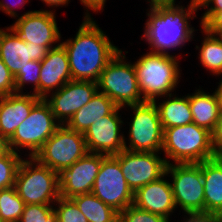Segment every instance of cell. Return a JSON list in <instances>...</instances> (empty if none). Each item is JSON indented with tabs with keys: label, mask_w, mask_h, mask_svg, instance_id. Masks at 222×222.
Instances as JSON below:
<instances>
[{
	"label": "cell",
	"mask_w": 222,
	"mask_h": 222,
	"mask_svg": "<svg viewBox=\"0 0 222 222\" xmlns=\"http://www.w3.org/2000/svg\"><path fill=\"white\" fill-rule=\"evenodd\" d=\"M40 71L41 62L35 60H31L28 62V65H26L24 68H21V70L14 76L15 93H31V91L27 92V90H25V86L32 84V94L39 97Z\"/></svg>",
	"instance_id": "obj_28"
},
{
	"label": "cell",
	"mask_w": 222,
	"mask_h": 222,
	"mask_svg": "<svg viewBox=\"0 0 222 222\" xmlns=\"http://www.w3.org/2000/svg\"><path fill=\"white\" fill-rule=\"evenodd\" d=\"M159 154L162 153L133 152L124 149L113 156L119 161L128 186L135 192L165 174L167 163Z\"/></svg>",
	"instance_id": "obj_13"
},
{
	"label": "cell",
	"mask_w": 222,
	"mask_h": 222,
	"mask_svg": "<svg viewBox=\"0 0 222 222\" xmlns=\"http://www.w3.org/2000/svg\"><path fill=\"white\" fill-rule=\"evenodd\" d=\"M146 52L133 62L138 86L144 101L153 102L160 97L174 94L181 82L179 57L175 54ZM173 92V93H172Z\"/></svg>",
	"instance_id": "obj_3"
},
{
	"label": "cell",
	"mask_w": 222,
	"mask_h": 222,
	"mask_svg": "<svg viewBox=\"0 0 222 222\" xmlns=\"http://www.w3.org/2000/svg\"><path fill=\"white\" fill-rule=\"evenodd\" d=\"M117 105L104 93L96 91L89 103L78 110L66 126L73 131L85 133L100 118L109 115Z\"/></svg>",
	"instance_id": "obj_22"
},
{
	"label": "cell",
	"mask_w": 222,
	"mask_h": 222,
	"mask_svg": "<svg viewBox=\"0 0 222 222\" xmlns=\"http://www.w3.org/2000/svg\"><path fill=\"white\" fill-rule=\"evenodd\" d=\"M122 108L130 109L133 114L131 121L126 122L129 131L128 138L124 137V149L133 152L161 153L164 129L154 102L145 101Z\"/></svg>",
	"instance_id": "obj_8"
},
{
	"label": "cell",
	"mask_w": 222,
	"mask_h": 222,
	"mask_svg": "<svg viewBox=\"0 0 222 222\" xmlns=\"http://www.w3.org/2000/svg\"><path fill=\"white\" fill-rule=\"evenodd\" d=\"M83 133L60 125L34 156L55 172L68 168L87 153Z\"/></svg>",
	"instance_id": "obj_10"
},
{
	"label": "cell",
	"mask_w": 222,
	"mask_h": 222,
	"mask_svg": "<svg viewBox=\"0 0 222 222\" xmlns=\"http://www.w3.org/2000/svg\"><path fill=\"white\" fill-rule=\"evenodd\" d=\"M91 193L118 213L133 205L134 192L128 186L119 161L113 155L102 154V164Z\"/></svg>",
	"instance_id": "obj_11"
},
{
	"label": "cell",
	"mask_w": 222,
	"mask_h": 222,
	"mask_svg": "<svg viewBox=\"0 0 222 222\" xmlns=\"http://www.w3.org/2000/svg\"><path fill=\"white\" fill-rule=\"evenodd\" d=\"M24 207L15 187L0 190V222H19Z\"/></svg>",
	"instance_id": "obj_27"
},
{
	"label": "cell",
	"mask_w": 222,
	"mask_h": 222,
	"mask_svg": "<svg viewBox=\"0 0 222 222\" xmlns=\"http://www.w3.org/2000/svg\"><path fill=\"white\" fill-rule=\"evenodd\" d=\"M204 182V213L219 215L222 211V157L201 162Z\"/></svg>",
	"instance_id": "obj_21"
},
{
	"label": "cell",
	"mask_w": 222,
	"mask_h": 222,
	"mask_svg": "<svg viewBox=\"0 0 222 222\" xmlns=\"http://www.w3.org/2000/svg\"><path fill=\"white\" fill-rule=\"evenodd\" d=\"M189 2L196 3L198 7L200 6V0H190Z\"/></svg>",
	"instance_id": "obj_44"
},
{
	"label": "cell",
	"mask_w": 222,
	"mask_h": 222,
	"mask_svg": "<svg viewBox=\"0 0 222 222\" xmlns=\"http://www.w3.org/2000/svg\"><path fill=\"white\" fill-rule=\"evenodd\" d=\"M160 99V102L157 99L153 102L157 107L163 129L193 122L188 95L178 96L174 93Z\"/></svg>",
	"instance_id": "obj_23"
},
{
	"label": "cell",
	"mask_w": 222,
	"mask_h": 222,
	"mask_svg": "<svg viewBox=\"0 0 222 222\" xmlns=\"http://www.w3.org/2000/svg\"><path fill=\"white\" fill-rule=\"evenodd\" d=\"M101 164L102 154L87 152L73 165L57 172L60 197L91 193Z\"/></svg>",
	"instance_id": "obj_15"
},
{
	"label": "cell",
	"mask_w": 222,
	"mask_h": 222,
	"mask_svg": "<svg viewBox=\"0 0 222 222\" xmlns=\"http://www.w3.org/2000/svg\"><path fill=\"white\" fill-rule=\"evenodd\" d=\"M42 1L46 6H48L49 8L55 7L57 8L58 6H68V4L70 3V0H40Z\"/></svg>",
	"instance_id": "obj_41"
},
{
	"label": "cell",
	"mask_w": 222,
	"mask_h": 222,
	"mask_svg": "<svg viewBox=\"0 0 222 222\" xmlns=\"http://www.w3.org/2000/svg\"><path fill=\"white\" fill-rule=\"evenodd\" d=\"M53 206L57 211V222H88L71 198L59 197Z\"/></svg>",
	"instance_id": "obj_31"
},
{
	"label": "cell",
	"mask_w": 222,
	"mask_h": 222,
	"mask_svg": "<svg viewBox=\"0 0 222 222\" xmlns=\"http://www.w3.org/2000/svg\"><path fill=\"white\" fill-rule=\"evenodd\" d=\"M71 80L68 54L60 43L57 47L49 49L41 61L39 97L46 98Z\"/></svg>",
	"instance_id": "obj_19"
},
{
	"label": "cell",
	"mask_w": 222,
	"mask_h": 222,
	"mask_svg": "<svg viewBox=\"0 0 222 222\" xmlns=\"http://www.w3.org/2000/svg\"><path fill=\"white\" fill-rule=\"evenodd\" d=\"M196 3L178 6H156L147 8L144 33L141 39L148 43L153 53L172 54L169 51L186 46L195 37L191 21L198 15ZM196 14V15H195Z\"/></svg>",
	"instance_id": "obj_2"
},
{
	"label": "cell",
	"mask_w": 222,
	"mask_h": 222,
	"mask_svg": "<svg viewBox=\"0 0 222 222\" xmlns=\"http://www.w3.org/2000/svg\"><path fill=\"white\" fill-rule=\"evenodd\" d=\"M162 153L167 165L200 163L216 157L211 132L194 122L165 128Z\"/></svg>",
	"instance_id": "obj_4"
},
{
	"label": "cell",
	"mask_w": 222,
	"mask_h": 222,
	"mask_svg": "<svg viewBox=\"0 0 222 222\" xmlns=\"http://www.w3.org/2000/svg\"><path fill=\"white\" fill-rule=\"evenodd\" d=\"M164 216L141 210L134 205L118 213V222H170Z\"/></svg>",
	"instance_id": "obj_32"
},
{
	"label": "cell",
	"mask_w": 222,
	"mask_h": 222,
	"mask_svg": "<svg viewBox=\"0 0 222 222\" xmlns=\"http://www.w3.org/2000/svg\"><path fill=\"white\" fill-rule=\"evenodd\" d=\"M165 174L170 177L176 207L184 214L204 213V182L201 162L168 164ZM172 180V181H171Z\"/></svg>",
	"instance_id": "obj_9"
},
{
	"label": "cell",
	"mask_w": 222,
	"mask_h": 222,
	"mask_svg": "<svg viewBox=\"0 0 222 222\" xmlns=\"http://www.w3.org/2000/svg\"><path fill=\"white\" fill-rule=\"evenodd\" d=\"M19 222H57V211L53 205H25Z\"/></svg>",
	"instance_id": "obj_30"
},
{
	"label": "cell",
	"mask_w": 222,
	"mask_h": 222,
	"mask_svg": "<svg viewBox=\"0 0 222 222\" xmlns=\"http://www.w3.org/2000/svg\"><path fill=\"white\" fill-rule=\"evenodd\" d=\"M149 8H153L156 6H178L181 5V2L176 3V0H147Z\"/></svg>",
	"instance_id": "obj_40"
},
{
	"label": "cell",
	"mask_w": 222,
	"mask_h": 222,
	"mask_svg": "<svg viewBox=\"0 0 222 222\" xmlns=\"http://www.w3.org/2000/svg\"><path fill=\"white\" fill-rule=\"evenodd\" d=\"M166 174L134 192L133 205L141 210L166 217L170 220L177 210L170 181Z\"/></svg>",
	"instance_id": "obj_18"
},
{
	"label": "cell",
	"mask_w": 222,
	"mask_h": 222,
	"mask_svg": "<svg viewBox=\"0 0 222 222\" xmlns=\"http://www.w3.org/2000/svg\"><path fill=\"white\" fill-rule=\"evenodd\" d=\"M206 11H222V0H205L200 6Z\"/></svg>",
	"instance_id": "obj_39"
},
{
	"label": "cell",
	"mask_w": 222,
	"mask_h": 222,
	"mask_svg": "<svg viewBox=\"0 0 222 222\" xmlns=\"http://www.w3.org/2000/svg\"><path fill=\"white\" fill-rule=\"evenodd\" d=\"M10 151L9 141L6 137L0 134V155Z\"/></svg>",
	"instance_id": "obj_43"
},
{
	"label": "cell",
	"mask_w": 222,
	"mask_h": 222,
	"mask_svg": "<svg viewBox=\"0 0 222 222\" xmlns=\"http://www.w3.org/2000/svg\"><path fill=\"white\" fill-rule=\"evenodd\" d=\"M122 107L117 106L109 115L93 123L83 134L88 152L107 156L124 150V123L120 115Z\"/></svg>",
	"instance_id": "obj_14"
},
{
	"label": "cell",
	"mask_w": 222,
	"mask_h": 222,
	"mask_svg": "<svg viewBox=\"0 0 222 222\" xmlns=\"http://www.w3.org/2000/svg\"><path fill=\"white\" fill-rule=\"evenodd\" d=\"M59 126L49 103L41 98L8 139L10 150L22 154L25 149V157H34Z\"/></svg>",
	"instance_id": "obj_7"
},
{
	"label": "cell",
	"mask_w": 222,
	"mask_h": 222,
	"mask_svg": "<svg viewBox=\"0 0 222 222\" xmlns=\"http://www.w3.org/2000/svg\"><path fill=\"white\" fill-rule=\"evenodd\" d=\"M15 20L10 28L26 43L44 47H57L61 43L54 10H28Z\"/></svg>",
	"instance_id": "obj_12"
},
{
	"label": "cell",
	"mask_w": 222,
	"mask_h": 222,
	"mask_svg": "<svg viewBox=\"0 0 222 222\" xmlns=\"http://www.w3.org/2000/svg\"><path fill=\"white\" fill-rule=\"evenodd\" d=\"M88 222H117L118 212L102 202L92 193L79 194L71 198Z\"/></svg>",
	"instance_id": "obj_26"
},
{
	"label": "cell",
	"mask_w": 222,
	"mask_h": 222,
	"mask_svg": "<svg viewBox=\"0 0 222 222\" xmlns=\"http://www.w3.org/2000/svg\"><path fill=\"white\" fill-rule=\"evenodd\" d=\"M211 134L214 153L216 157H222V113Z\"/></svg>",
	"instance_id": "obj_35"
},
{
	"label": "cell",
	"mask_w": 222,
	"mask_h": 222,
	"mask_svg": "<svg viewBox=\"0 0 222 222\" xmlns=\"http://www.w3.org/2000/svg\"><path fill=\"white\" fill-rule=\"evenodd\" d=\"M97 90L95 81L71 80L44 99L49 103L56 121L66 125L78 110L90 102Z\"/></svg>",
	"instance_id": "obj_16"
},
{
	"label": "cell",
	"mask_w": 222,
	"mask_h": 222,
	"mask_svg": "<svg viewBox=\"0 0 222 222\" xmlns=\"http://www.w3.org/2000/svg\"><path fill=\"white\" fill-rule=\"evenodd\" d=\"M15 93L14 76L0 58V97Z\"/></svg>",
	"instance_id": "obj_34"
},
{
	"label": "cell",
	"mask_w": 222,
	"mask_h": 222,
	"mask_svg": "<svg viewBox=\"0 0 222 222\" xmlns=\"http://www.w3.org/2000/svg\"><path fill=\"white\" fill-rule=\"evenodd\" d=\"M74 38L61 44L66 49L72 80L95 81L121 50L98 26L94 18H84Z\"/></svg>",
	"instance_id": "obj_1"
},
{
	"label": "cell",
	"mask_w": 222,
	"mask_h": 222,
	"mask_svg": "<svg viewBox=\"0 0 222 222\" xmlns=\"http://www.w3.org/2000/svg\"><path fill=\"white\" fill-rule=\"evenodd\" d=\"M14 187L25 205H53L60 197L57 172L35 157L22 159Z\"/></svg>",
	"instance_id": "obj_5"
},
{
	"label": "cell",
	"mask_w": 222,
	"mask_h": 222,
	"mask_svg": "<svg viewBox=\"0 0 222 222\" xmlns=\"http://www.w3.org/2000/svg\"><path fill=\"white\" fill-rule=\"evenodd\" d=\"M128 51L122 49L106 65L97 81L98 91L106 94L117 106L140 104L145 102L138 86L133 63L127 61Z\"/></svg>",
	"instance_id": "obj_6"
},
{
	"label": "cell",
	"mask_w": 222,
	"mask_h": 222,
	"mask_svg": "<svg viewBox=\"0 0 222 222\" xmlns=\"http://www.w3.org/2000/svg\"><path fill=\"white\" fill-rule=\"evenodd\" d=\"M199 86L194 93L187 94L189 98L190 110L193 115V122L200 127L212 132L216 122L219 120L221 111L213 93L206 92Z\"/></svg>",
	"instance_id": "obj_24"
},
{
	"label": "cell",
	"mask_w": 222,
	"mask_h": 222,
	"mask_svg": "<svg viewBox=\"0 0 222 222\" xmlns=\"http://www.w3.org/2000/svg\"><path fill=\"white\" fill-rule=\"evenodd\" d=\"M181 222H218L219 215L209 213L185 214Z\"/></svg>",
	"instance_id": "obj_38"
},
{
	"label": "cell",
	"mask_w": 222,
	"mask_h": 222,
	"mask_svg": "<svg viewBox=\"0 0 222 222\" xmlns=\"http://www.w3.org/2000/svg\"><path fill=\"white\" fill-rule=\"evenodd\" d=\"M51 48L26 43L10 26L0 28V58L13 76L31 60L41 62Z\"/></svg>",
	"instance_id": "obj_17"
},
{
	"label": "cell",
	"mask_w": 222,
	"mask_h": 222,
	"mask_svg": "<svg viewBox=\"0 0 222 222\" xmlns=\"http://www.w3.org/2000/svg\"><path fill=\"white\" fill-rule=\"evenodd\" d=\"M16 1V2H15ZM29 3V0H14L11 3L5 2L2 0L0 1V10L4 12L6 15L12 18H19L20 15L17 13V8L24 7V4ZM14 4V5H12Z\"/></svg>",
	"instance_id": "obj_36"
},
{
	"label": "cell",
	"mask_w": 222,
	"mask_h": 222,
	"mask_svg": "<svg viewBox=\"0 0 222 222\" xmlns=\"http://www.w3.org/2000/svg\"><path fill=\"white\" fill-rule=\"evenodd\" d=\"M219 218L222 219V211H221V213L219 214Z\"/></svg>",
	"instance_id": "obj_45"
},
{
	"label": "cell",
	"mask_w": 222,
	"mask_h": 222,
	"mask_svg": "<svg viewBox=\"0 0 222 222\" xmlns=\"http://www.w3.org/2000/svg\"><path fill=\"white\" fill-rule=\"evenodd\" d=\"M199 31L204 35L201 45L195 46L200 64L219 79L222 76V36L210 34L203 28Z\"/></svg>",
	"instance_id": "obj_25"
},
{
	"label": "cell",
	"mask_w": 222,
	"mask_h": 222,
	"mask_svg": "<svg viewBox=\"0 0 222 222\" xmlns=\"http://www.w3.org/2000/svg\"><path fill=\"white\" fill-rule=\"evenodd\" d=\"M80 3L84 6V10L86 11L84 13L83 18H91V13L89 12L90 10L93 11V13L96 12V14L99 12H103L105 8V3L107 0H79Z\"/></svg>",
	"instance_id": "obj_37"
},
{
	"label": "cell",
	"mask_w": 222,
	"mask_h": 222,
	"mask_svg": "<svg viewBox=\"0 0 222 222\" xmlns=\"http://www.w3.org/2000/svg\"><path fill=\"white\" fill-rule=\"evenodd\" d=\"M23 156L12 150L0 155V190L14 187L17 170Z\"/></svg>",
	"instance_id": "obj_29"
},
{
	"label": "cell",
	"mask_w": 222,
	"mask_h": 222,
	"mask_svg": "<svg viewBox=\"0 0 222 222\" xmlns=\"http://www.w3.org/2000/svg\"><path fill=\"white\" fill-rule=\"evenodd\" d=\"M40 99L32 93L0 97V134L9 139Z\"/></svg>",
	"instance_id": "obj_20"
},
{
	"label": "cell",
	"mask_w": 222,
	"mask_h": 222,
	"mask_svg": "<svg viewBox=\"0 0 222 222\" xmlns=\"http://www.w3.org/2000/svg\"><path fill=\"white\" fill-rule=\"evenodd\" d=\"M216 83H218V86L215 89L214 94L216 96L217 103H218L220 111L222 113V77L219 80V82H216Z\"/></svg>",
	"instance_id": "obj_42"
},
{
	"label": "cell",
	"mask_w": 222,
	"mask_h": 222,
	"mask_svg": "<svg viewBox=\"0 0 222 222\" xmlns=\"http://www.w3.org/2000/svg\"><path fill=\"white\" fill-rule=\"evenodd\" d=\"M200 17V28L208 33L222 36V11H205Z\"/></svg>",
	"instance_id": "obj_33"
}]
</instances>
